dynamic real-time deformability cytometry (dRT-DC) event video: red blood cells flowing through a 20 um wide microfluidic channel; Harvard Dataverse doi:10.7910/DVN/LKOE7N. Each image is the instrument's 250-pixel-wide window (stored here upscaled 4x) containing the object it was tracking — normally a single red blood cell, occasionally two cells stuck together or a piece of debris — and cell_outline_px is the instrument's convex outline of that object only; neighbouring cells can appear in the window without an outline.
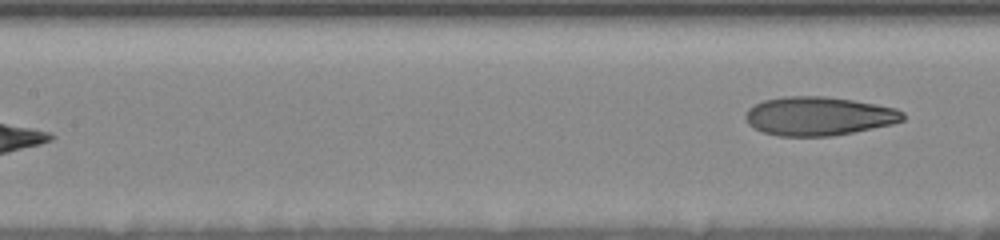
{"species": "human", "species_latin": "Homo sapiens", "temperature_condition": "room temperature", "stored_images_in_passage": 13, "segment_of_instrument_passage": [2, 2], "camera_frame_rate_fps": 3000, "um_per_image_px": 0.085, "donor": {"sex": "female"}, "frame": {"image": 1, "passage_image": 13, "time_ms": 10.333, "image_size_px": [1000, 240], "cell_outline_px": [[904, 120], [892, 124], [832, 136], [780, 136], [764, 132], [752, 128], [748, 124], [744, 116], [748, 108], [764, 100], [784, 96], [824, 96], [852, 100], [876, 104], [896, 108], [904, 112]], "centroid_in_image_um": [69.57, 9.87], "position_along_channel_um": 137.8, "area_um2": 35.55}}